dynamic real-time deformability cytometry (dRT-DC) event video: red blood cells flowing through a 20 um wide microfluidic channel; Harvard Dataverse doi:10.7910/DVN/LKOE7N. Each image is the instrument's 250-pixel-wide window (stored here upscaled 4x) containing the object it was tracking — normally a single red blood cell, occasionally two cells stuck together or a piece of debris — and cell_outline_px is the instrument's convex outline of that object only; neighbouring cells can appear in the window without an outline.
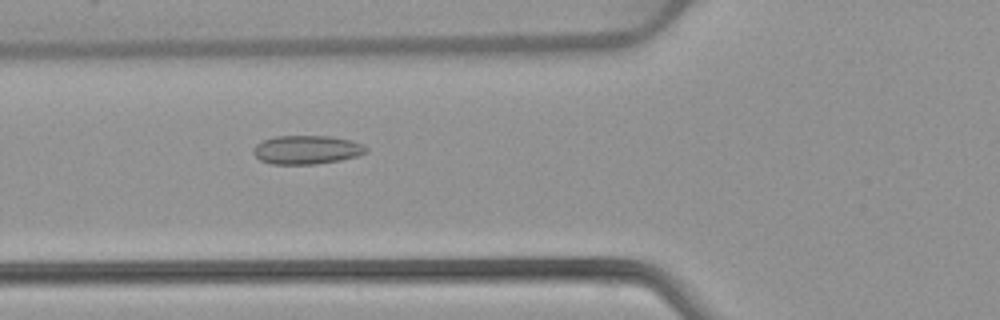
{"species": "common noctule bat (a hibernating species)", "species_latin": "Nyctalus noctula", "temperature_condition": "warm", "stored_images_in_passage": 38, "camera_frame_rate_fps": 3000, "um_per_image_px": 0.085, "animal": {"sex": "female", "body_mass_g": 22.7, "forearm_length_mm": 54.2}, "frame": {"image": 1, "passage_image": 5, "time_ms": 1.333, "image_size_px": [1000, 320], "cell_outline_px": [[368, 152], [356, 156], [340, 160], [316, 164], [272, 164], [260, 160], [252, 152], [252, 148], [256, 144], [264, 140], [276, 136], [332, 136], [352, 140], [364, 144], [368, 148]], "centroid_in_image_um": [26.09, 12.72], "position_along_channel_um": 99.7, "area_um2": 19.02}}
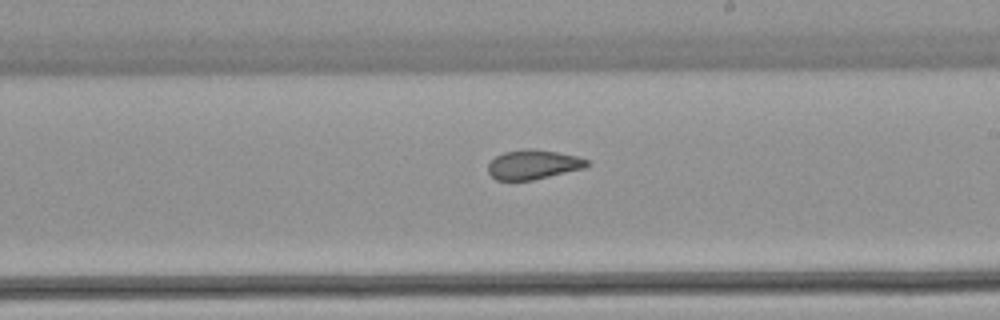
{"frame": {"image": 2, "passage_image": 16, "time_ms": 5.0, "image_size_px": [1000, 320], "cell_outline_px": [[592, 164], [584, 168], [532, 180], [496, 180], [488, 172], [488, 164], [496, 156], [504, 152], [524, 148], [532, 148], [580, 156], [588, 160]], "centroid_in_image_um": [45.35, 13.97], "position_along_channel_um": 243.7, "area_um2": 17.05}}
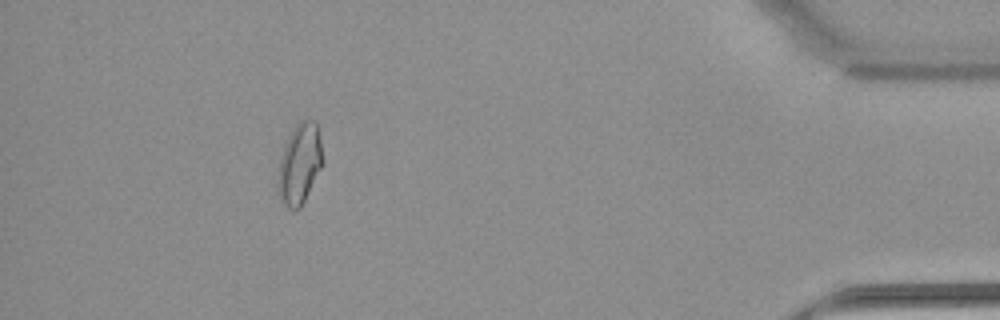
{"frame": {"image": 3, "passage_image": 33, "time_ms": 10.667, "image_size_px": [1000, 320], "cell_outline_px": [[320, 168], [300, 208], [288, 208], [284, 204], [280, 196], [276, 184], [280, 156], [288, 136], [296, 124], [300, 120], [316, 120], [320, 140]], "centroid_in_image_um": [25.41, 13.9], "position_along_channel_um": 409.8, "area_um2": 20.4}, "authors_computed_cell_mechanics": {"area_um2": 17.918, "velocity_mm_per_s": 3.9277, "shape_relaxation_time_tau1_ms": null, "shape_relaxation_time_tau2_ms": 1.6836, "deformation_change_tau1": null, "deformation_change_tau2": 0.0633}}